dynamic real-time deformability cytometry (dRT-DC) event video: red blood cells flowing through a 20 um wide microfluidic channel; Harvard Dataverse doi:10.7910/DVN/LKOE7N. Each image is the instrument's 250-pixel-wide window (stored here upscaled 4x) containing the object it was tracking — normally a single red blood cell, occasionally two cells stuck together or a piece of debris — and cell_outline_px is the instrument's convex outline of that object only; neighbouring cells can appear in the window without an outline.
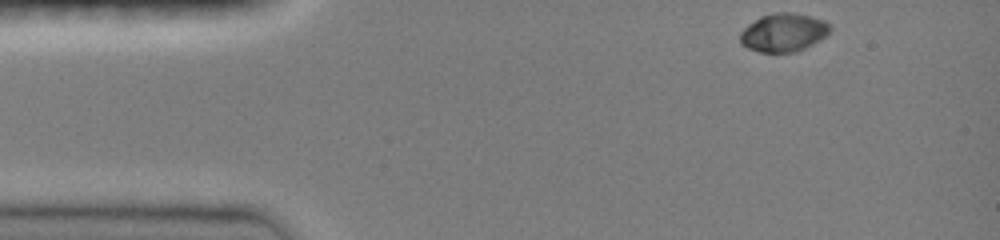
{"species": "common noctule bat (a hibernating species)", "species_latin": "Nyctalus noctula", "temperature_condition": "room temperature", "stored_images_in_passage": 13, "camera_frame_rate_fps": 3000, "um_per_image_px": 0.085, "animal": {"sex": "female", "body_mass_g": 19.0, "forearm_length_mm": 51.5}, "frame": {"image": 1, "passage_image": 1, "time_ms": 0.0, "image_size_px": [1000, 240], "cell_outline_px": [[832, 28], [820, 40], [796, 52], [760, 52], [748, 48], [740, 44], [740, 32], [748, 24], [760, 16], [776, 12], [792, 12], [824, 20]], "centroid_in_image_um": [66.56, 2.76], "position_along_channel_um": 18.4, "area_um2": 20.0}}
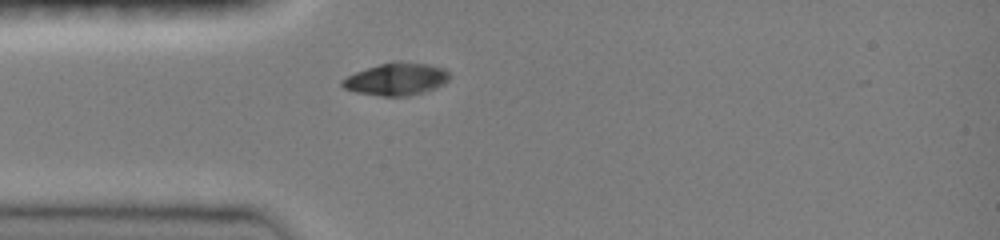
{"frame": {"image": 2, "passage_image": 11, "time_ms": 2.667, "image_size_px": [1000, 240], "cell_outline_px": [[448, 80], [444, 84], [424, 92], [408, 96], [380, 96], [356, 92], [344, 88], [340, 84], [340, 80], [356, 72], [380, 64], [396, 60], [400, 60], [428, 64], [444, 68], [448, 72]], "centroid_in_image_um": [33.68, 6.72], "position_along_channel_um": 51.3, "area_um2": 20.29}}